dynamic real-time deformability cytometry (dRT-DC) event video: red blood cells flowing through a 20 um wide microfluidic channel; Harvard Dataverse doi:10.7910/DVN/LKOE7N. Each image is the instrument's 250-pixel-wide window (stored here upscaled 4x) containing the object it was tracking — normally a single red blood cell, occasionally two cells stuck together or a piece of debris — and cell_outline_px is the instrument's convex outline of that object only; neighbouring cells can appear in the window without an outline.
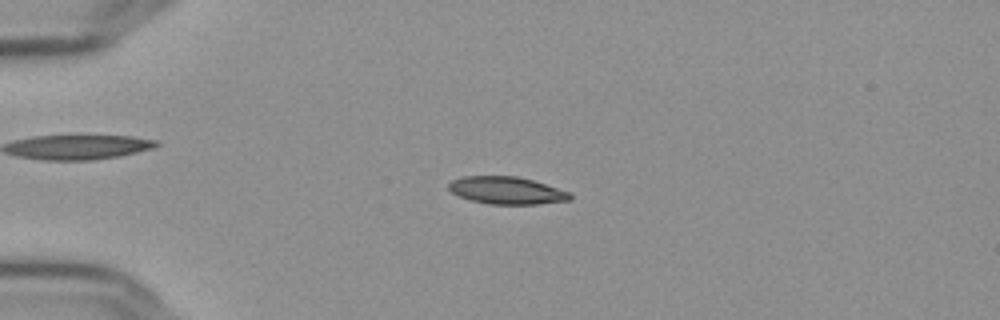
{"species": "Egyptian fruit bat (a non-hibernating species)", "species_latin": "Rousettus aegyptiacus", "temperature_condition": "cold", "stored_images_in_passage": 45, "camera_frame_rate_fps": 3000, "um_per_image_px": 0.085, "frame": {"image": 1, "passage_image": 3, "time_ms": 0.667, "image_size_px": [1000, 320], "cell_outline_px": [[572, 200], [536, 204], [488, 204], [472, 200], [460, 196], [452, 192], [448, 188], [448, 184], [452, 180], [464, 176], [516, 176], [532, 180], [568, 192], [572, 196]], "centroid_in_image_um": [43.05, 16.19], "position_along_channel_um": 42.0, "area_um2": 19.13}}
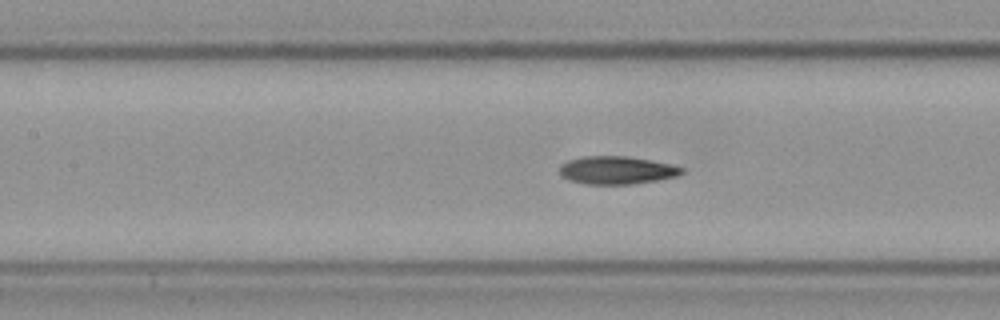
{"frame": {"image": 2, "passage_image": 15, "time_ms": 4.667, "image_size_px": [1000, 320], "cell_outline_px": [[684, 172], [676, 176], [656, 180], [632, 184], [588, 184], [568, 180], [560, 176], [560, 164], [568, 160], [584, 156], [624, 156], [648, 160], [668, 164], [684, 168]], "centroid_in_image_um": [52.36, 14.47], "position_along_channel_um": 155.0, "area_um2": 19.71}}
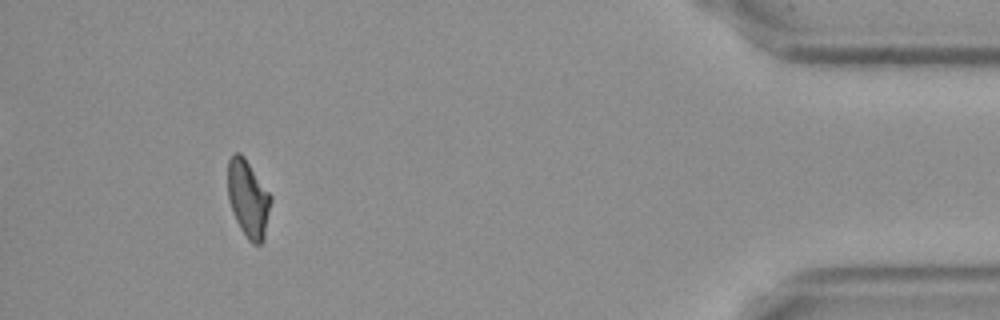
{"frame": {"image": 3, "passage_image": 41, "time_ms": 13.333, "image_size_px": [1000, 320], "cell_outline_px": [[272, 200], [264, 240], [260, 244], [252, 244], [248, 240], [240, 228], [232, 212], [228, 196], [228, 160], [232, 152], [240, 152], [244, 156], [272, 196]], "centroid_in_image_um": [21.1, 16.88], "position_along_channel_um": 414.1, "area_um2": 19.59}, "authors_computed_cell_mechanics": {"area_um2": 19.8832, "velocity_mm_per_s": 3.638, "shape_relaxation_time_tau1_ms": 10.7677, "shape_relaxation_time_tau2_ms": 2.9137, "deformation_change_tau1": 0.2045, "deformation_change_tau2": 0.0915}}